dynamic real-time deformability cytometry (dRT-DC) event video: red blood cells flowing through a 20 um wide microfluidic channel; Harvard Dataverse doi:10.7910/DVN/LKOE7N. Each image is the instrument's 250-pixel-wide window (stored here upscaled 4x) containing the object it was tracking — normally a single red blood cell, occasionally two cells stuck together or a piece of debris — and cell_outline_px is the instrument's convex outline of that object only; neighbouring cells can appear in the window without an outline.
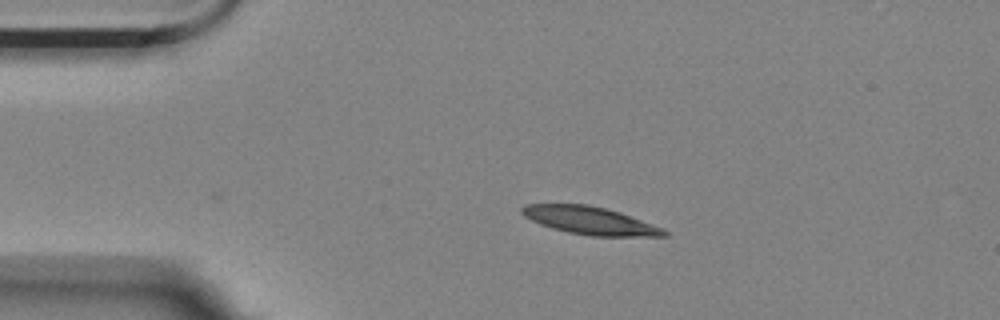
{"species": "Egyptian fruit bat (a non-hibernating species)", "species_latin": "Rousettus aegyptiacus", "temperature_condition": "room temperature", "stored_images_in_passage": 35, "camera_frame_rate_fps": 3000, "um_per_image_px": 0.085, "animal": {"sex": "female"}, "frame": {"image": 1, "passage_image": 1, "time_ms": 0.0, "image_size_px": [1000, 320], "cell_outline_px": [[668, 236], [592, 236], [568, 232], [552, 228], [540, 224], [524, 216], [520, 212], [520, 208], [524, 204], [588, 204], [620, 212], [664, 228], [668, 232]], "centroid_in_image_um": [50.15, 18.74], "position_along_channel_um": 34.9, "area_um2": 23.0}}
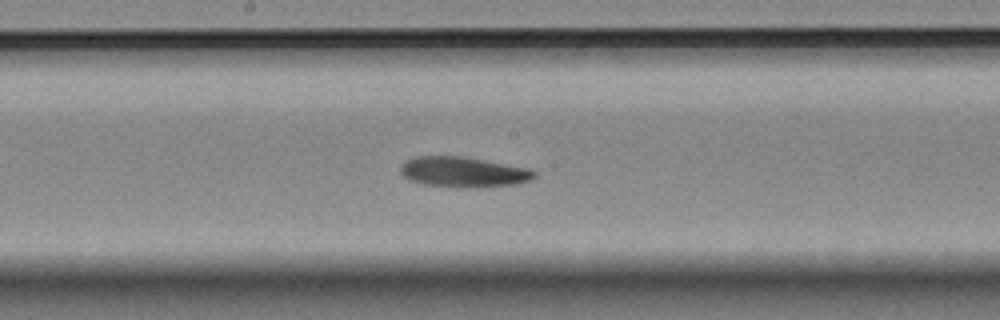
{"frame": {"image": 2, "passage_image": 19, "time_ms": 6.0, "image_size_px": [1000, 320], "cell_outline_px": [[536, 176], [528, 180], [516, 184], [476, 188], [472, 188], [424, 184], [408, 180], [400, 172], [400, 164], [416, 156], [464, 156], [528, 168], [536, 172]], "centroid_in_image_um": [39.37, 14.62], "position_along_channel_um": 208.8, "area_um2": 23.64}}
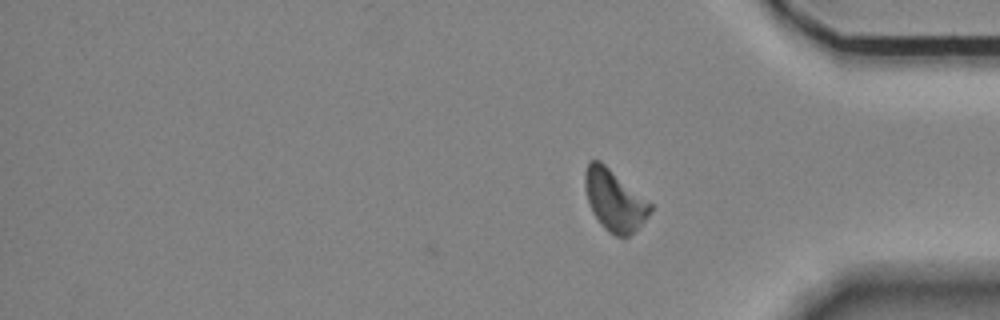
{"frame": {"image": 3, "passage_image": 35, "time_ms": 11.333, "image_size_px": [1000, 320], "cell_outline_px": [[652, 208], [648, 216], [624, 240], [608, 232], [600, 224], [592, 212], [584, 188], [584, 172], [588, 160], [600, 160], [652, 204]], "centroid_in_image_um": [52.19, 17.02], "position_along_channel_um": 383.0, "area_um2": 23.24}, "authors_computed_cell_mechanics": {"area_um2": 23.3512, "velocity_mm_per_s": 3.481, "shape_relaxation_time_tau1_ms": 10.3814, "shape_relaxation_time_tau2_ms": 10.7519, "deformation_change_tau1": 0.2383, "deformation_change_tau2": 0.1764}}